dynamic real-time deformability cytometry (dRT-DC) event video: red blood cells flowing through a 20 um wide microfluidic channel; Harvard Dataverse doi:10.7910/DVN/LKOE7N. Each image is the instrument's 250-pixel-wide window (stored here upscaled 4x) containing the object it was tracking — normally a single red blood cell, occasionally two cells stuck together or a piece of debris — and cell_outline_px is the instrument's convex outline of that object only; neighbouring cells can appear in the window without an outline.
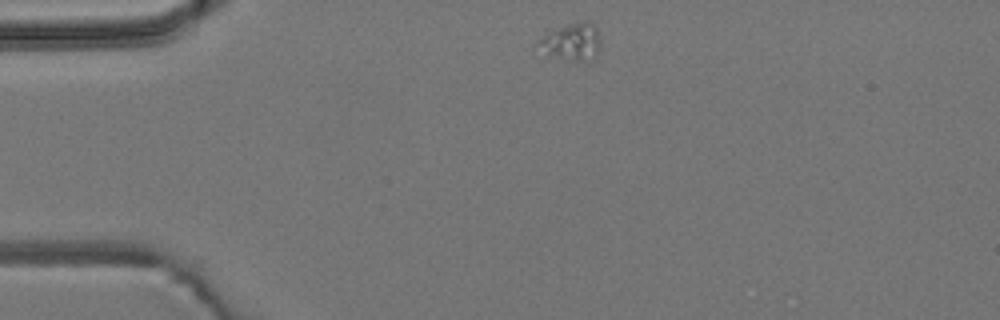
{"species": "common noctule bat (a hibernating species)", "species_latin": "Nyctalus noctula", "temperature_condition": "room temperature", "stored_images_in_passage": 2, "camera_frame_rate_fps": 3000, "um_per_image_px": 0.085, "animal": {"sex": "male", "body_mass_g": 19.2, "forearm_length_mm": 51.8}, "frame": {"image": 1, "passage_image": 1, "time_ms": 0.0, "image_size_px": [1000, 320], "cell_outline_px": [[596, 56], [592, 60], [568, 60], [548, 56], [536, 44], [536, 40], [548, 32], [568, 24], [584, 20], [588, 20], [596, 28]], "centroid_in_image_um": [48.5, 3.55], "position_along_channel_um": 36.5, "area_um2": 13.12}}